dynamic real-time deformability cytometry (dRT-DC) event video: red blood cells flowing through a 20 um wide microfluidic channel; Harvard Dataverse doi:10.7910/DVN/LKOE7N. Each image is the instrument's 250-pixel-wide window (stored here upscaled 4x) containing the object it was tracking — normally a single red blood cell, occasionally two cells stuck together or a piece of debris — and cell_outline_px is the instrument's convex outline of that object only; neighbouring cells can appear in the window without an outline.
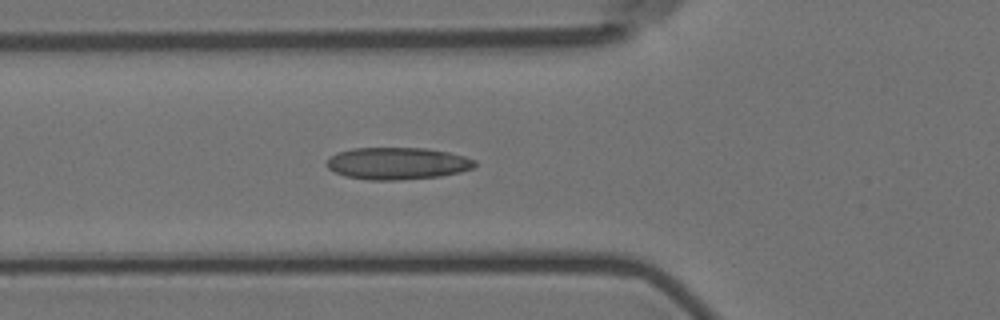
{"species": "Egyptian fruit bat (a non-hibernating species)", "species_latin": "Rousettus aegyptiacus", "temperature_condition": "room temperature", "stored_images_in_passage": 6, "camera_frame_rate_fps": 3000, "um_per_image_px": 0.085, "animal": {"sex": "female"}, "frame": {"image": 1, "passage_image": 6, "time_ms": 5.667, "image_size_px": [1000, 320], "cell_outline_px": [[476, 164], [472, 168], [460, 172], [440, 176], [396, 180], [368, 180], [344, 176], [328, 168], [328, 160], [336, 152], [352, 148], [428, 148], [448, 152], [464, 156], [476, 160]], "centroid_in_image_um": [33.79, 13.88], "position_along_channel_um": 92.0, "area_um2": 27.63}}